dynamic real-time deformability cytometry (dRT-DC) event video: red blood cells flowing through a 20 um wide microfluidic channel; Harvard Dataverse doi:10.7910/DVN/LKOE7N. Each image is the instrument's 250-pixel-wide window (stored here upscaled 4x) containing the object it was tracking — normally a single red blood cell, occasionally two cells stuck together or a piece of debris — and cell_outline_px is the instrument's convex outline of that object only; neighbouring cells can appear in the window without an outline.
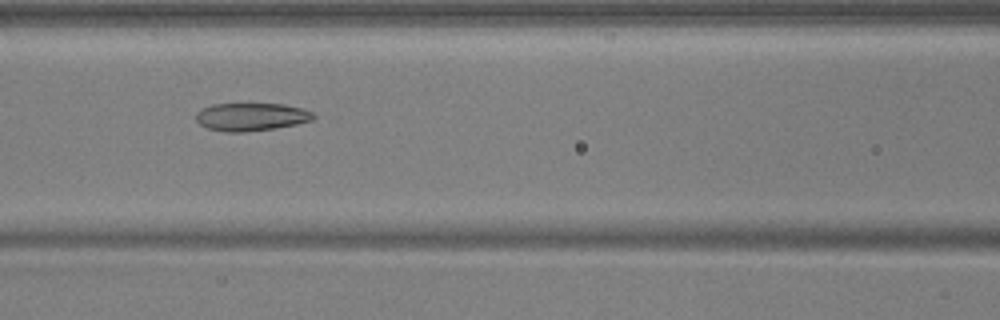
{"species": "common noctule bat (a hibernating species)", "species_latin": "Nyctalus noctula", "temperature_condition": "warm", "stored_images_in_passage": 16, "camera_frame_rate_fps": 3000, "um_per_image_px": 0.085, "animal": {"sex": "male", "body_mass_g": 17.9, "forearm_length_mm": 54.2}, "frame": {"image": 1, "passage_image": 7, "time_ms": 2.0, "image_size_px": [1000, 320], "cell_outline_px": [[316, 116], [312, 120], [296, 124], [272, 128], [244, 132], [224, 132], [208, 128], [200, 124], [196, 120], [196, 112], [200, 108], [212, 104], [284, 104], [300, 108], [312, 112]], "centroid_in_image_um": [21.31, 9.92], "position_along_channel_um": 145.3, "area_um2": 19.02}}
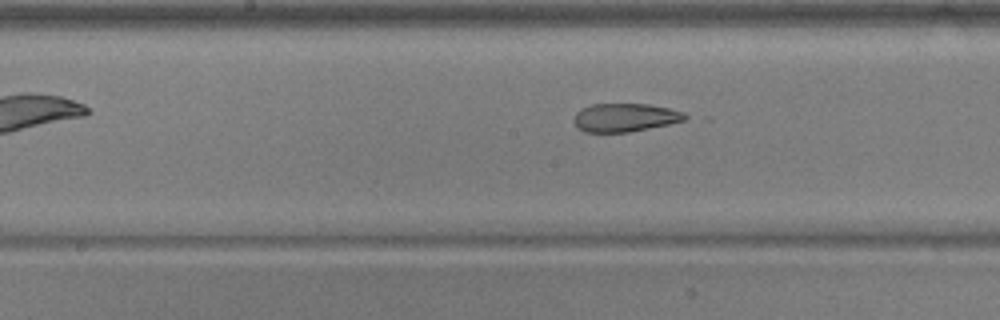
{"frame": {"image": 2, "passage_image": 11, "time_ms": 3.333, "image_size_px": [1000, 320], "cell_outline_px": [[692, 116], [684, 120], [668, 124], [628, 132], [584, 132], [576, 128], [572, 120], [576, 112], [580, 108], [592, 104], [648, 104], [668, 108], [684, 112]], "centroid_in_image_um": [53.09, 9.99], "position_along_channel_um": 195.1, "area_um2": 18.55}}